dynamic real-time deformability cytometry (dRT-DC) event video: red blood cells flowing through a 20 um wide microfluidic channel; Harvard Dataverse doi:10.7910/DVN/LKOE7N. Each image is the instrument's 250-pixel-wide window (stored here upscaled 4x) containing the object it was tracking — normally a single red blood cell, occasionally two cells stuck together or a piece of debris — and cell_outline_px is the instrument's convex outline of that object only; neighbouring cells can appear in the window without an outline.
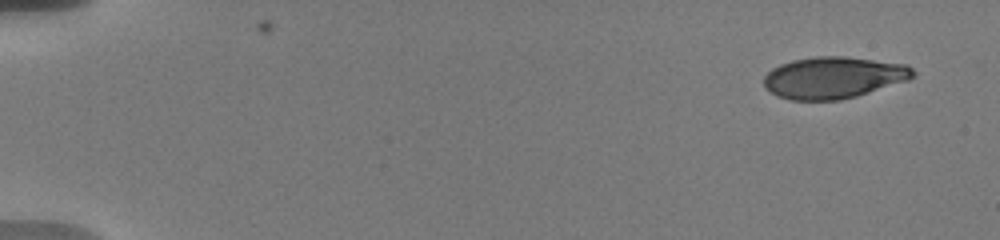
{"species": "human", "species_latin": "Homo sapiens", "temperature_condition": "warm", "stored_images_in_passage": 18, "camera_frame_rate_fps": 3000, "um_per_image_px": 0.085, "donor": {"sex": "male"}, "frame": {"image": 1, "passage_image": 1, "time_ms": 0.0, "image_size_px": [1000, 240], "cell_outline_px": [[916, 72], [908, 80], [856, 96], [840, 100], [788, 100], [776, 96], [764, 88], [764, 76], [772, 68], [780, 64], [792, 60], [816, 56], [848, 56], [904, 64], [912, 68]], "centroid_in_image_um": [70.8, 6.59], "position_along_channel_um": 14.2, "area_um2": 36.36}}
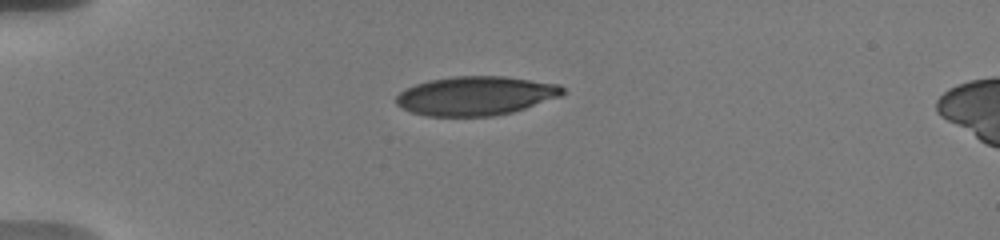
{"frame": {"image": 2, "passage_image": 13, "time_ms": 4.0, "image_size_px": [1000, 240], "cell_outline_px": [[564, 92], [560, 96], [512, 112], [492, 116], [428, 116], [412, 112], [396, 104], [396, 96], [400, 92], [416, 84], [428, 80], [456, 76], [504, 76], [560, 84], [564, 88]], "centroid_in_image_um": [40.44, 8.14], "position_along_channel_um": 44.6, "area_um2": 37.57}}